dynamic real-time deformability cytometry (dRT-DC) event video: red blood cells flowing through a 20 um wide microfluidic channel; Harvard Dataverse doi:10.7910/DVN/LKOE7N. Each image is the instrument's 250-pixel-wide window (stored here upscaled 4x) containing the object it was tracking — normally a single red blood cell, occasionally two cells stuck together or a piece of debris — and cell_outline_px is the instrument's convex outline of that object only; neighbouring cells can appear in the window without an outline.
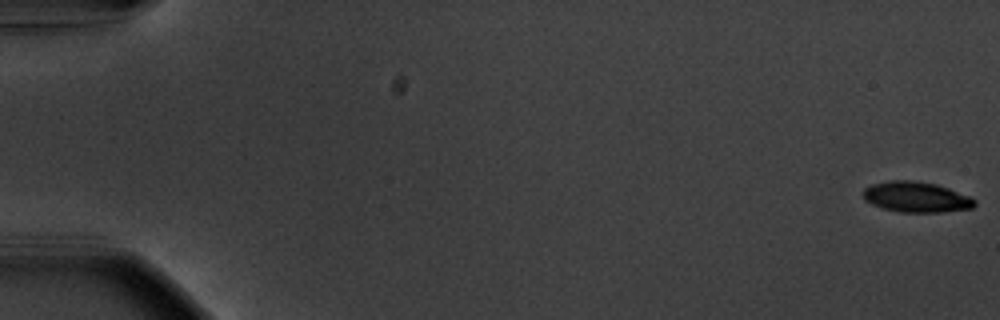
{"species": "common noctule bat (a hibernating species)", "species_latin": "Nyctalus noctula", "temperature_condition": "warm", "stored_images_in_passage": 56, "camera_frame_rate_fps": 3000, "um_per_image_px": 0.085, "animal": {"sex": "male", "body_mass_g": 20.1, "forearm_length_mm": 53.5}, "frame": {"image": 1, "passage_image": 1, "time_ms": 0.0, "image_size_px": [1000, 320], "cell_outline_px": [[976, 204], [972, 208], [940, 212], [900, 212], [880, 208], [864, 200], [864, 188], [872, 184], [888, 180], [912, 180], [936, 184], [948, 188], [968, 196], [976, 200]], "centroid_in_image_um": [77.85, 16.74], "position_along_channel_um": 7.2, "area_um2": 19.83}}
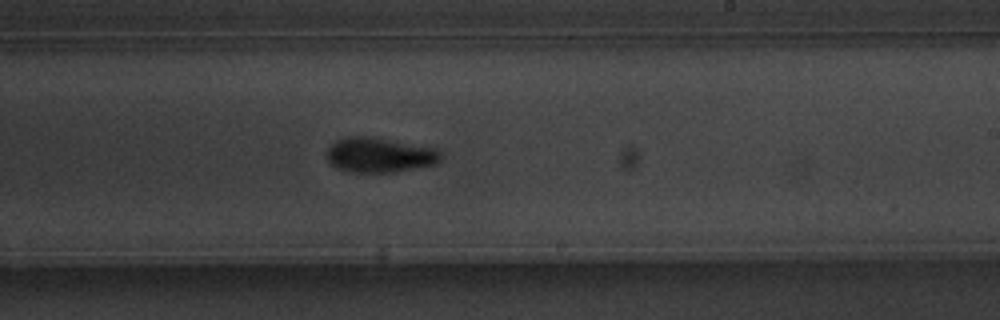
{"frame": {"image": 2, "passage_image": 35, "time_ms": 11.333, "image_size_px": [1000, 320], "cell_outline_px": [[440, 160], [436, 164], [396, 172], [348, 172], [336, 168], [328, 160], [328, 148], [336, 140], [344, 136], [372, 136], [436, 148], [440, 152]], "centroid_in_image_um": [32.25, 13.17], "position_along_channel_um": 256.7, "area_um2": 23.29}}
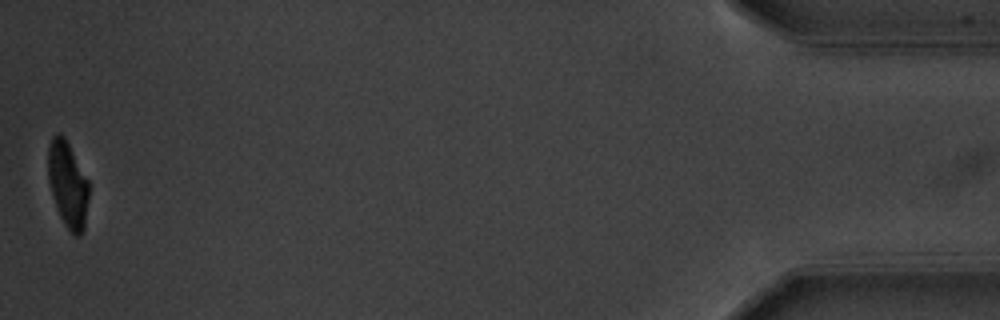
{"frame": {"image": 3, "passage_image": 56, "time_ms": 18.333, "image_size_px": [1000, 320], "cell_outline_px": [[88, 200], [84, 228], [80, 236], [72, 236], [64, 224], [60, 216], [52, 196], [48, 180], [48, 148], [52, 136], [60, 132], [64, 136], [88, 180]], "centroid_in_image_um": [5.75, 15.7], "position_along_channel_um": 429.5, "area_um2": 20.4}, "authors_computed_cell_mechanics": {"area_um2": 21.8484, "velocity_mm_per_s": 3.6901, "shape_relaxation_time_tau1_ms": 2.4875, "shape_relaxation_time_tau2_ms": 1.4974, "deformation_change_tau1": 0.1616, "deformation_change_tau2": 0.0715}}